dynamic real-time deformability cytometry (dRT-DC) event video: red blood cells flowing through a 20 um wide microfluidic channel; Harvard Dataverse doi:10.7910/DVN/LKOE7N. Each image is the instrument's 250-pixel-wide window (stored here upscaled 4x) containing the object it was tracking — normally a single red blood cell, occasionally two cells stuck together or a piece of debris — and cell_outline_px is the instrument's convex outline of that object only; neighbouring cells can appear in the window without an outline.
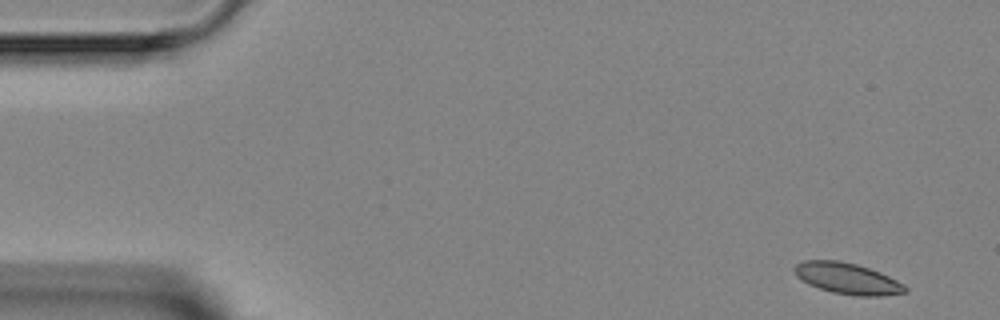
{"species": "Egyptian fruit bat (a non-hibernating species)", "species_latin": "Rousettus aegyptiacus", "temperature_condition": "room temperature", "stored_images_in_passage": 4, "camera_frame_rate_fps": 3000, "um_per_image_px": 0.085, "animal": {"sex": "female"}, "frame": {"image": 1, "passage_image": 1, "time_ms": 0.0, "image_size_px": [1000, 320], "cell_outline_px": [[908, 292], [884, 296], [856, 296], [832, 292], [808, 284], [796, 276], [792, 268], [796, 264], [804, 260], [840, 260], [856, 264], [880, 272], [904, 284], [908, 288]], "centroid_in_image_um": [72.03, 23.67], "position_along_channel_um": 13.0, "area_um2": 20.23}}
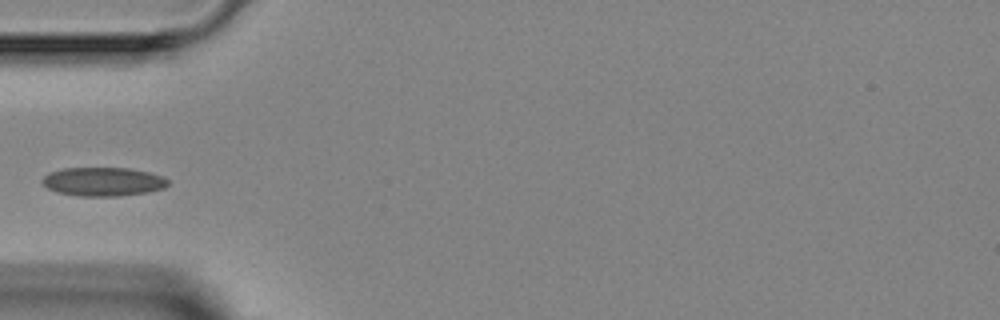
{"frame": {"image": 2, "passage_image": 4, "time_ms": 4.333, "image_size_px": [1000, 320], "cell_outline_px": [[168, 184], [164, 188], [148, 192], [120, 196], [80, 196], [56, 192], [48, 188], [40, 180], [48, 172], [64, 168], [128, 168], [148, 172], [164, 176], [168, 180]], "centroid_in_image_um": [8.76, 15.44], "position_along_channel_um": 76.2, "area_um2": 21.15}}